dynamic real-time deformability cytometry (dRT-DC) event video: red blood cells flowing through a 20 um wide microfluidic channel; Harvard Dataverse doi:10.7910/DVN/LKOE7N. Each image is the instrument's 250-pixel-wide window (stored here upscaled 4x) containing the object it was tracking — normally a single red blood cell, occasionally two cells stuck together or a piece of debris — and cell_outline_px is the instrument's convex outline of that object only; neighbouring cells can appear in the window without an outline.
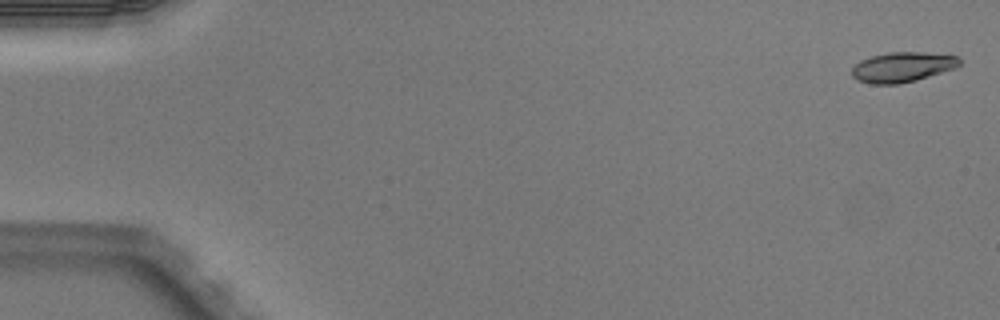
{"species": "Egyptian fruit bat (a non-hibernating species)", "species_latin": "Rousettus aegyptiacus", "temperature_condition": "warm", "stored_images_in_passage": 4, "camera_frame_rate_fps": 3000, "um_per_image_px": 0.085, "animal": {"sex": "male"}, "frame": {"image": 1, "passage_image": 1, "time_ms": 0.0, "image_size_px": [1000, 320], "cell_outline_px": [[960, 64], [956, 68], [916, 80], [896, 84], [872, 84], [856, 80], [852, 76], [852, 68], [860, 60], [872, 56], [888, 52], [924, 52], [956, 56], [960, 60]], "centroid_in_image_um": [76.69, 5.7], "position_along_channel_um": 8.3, "area_um2": 18.79}}
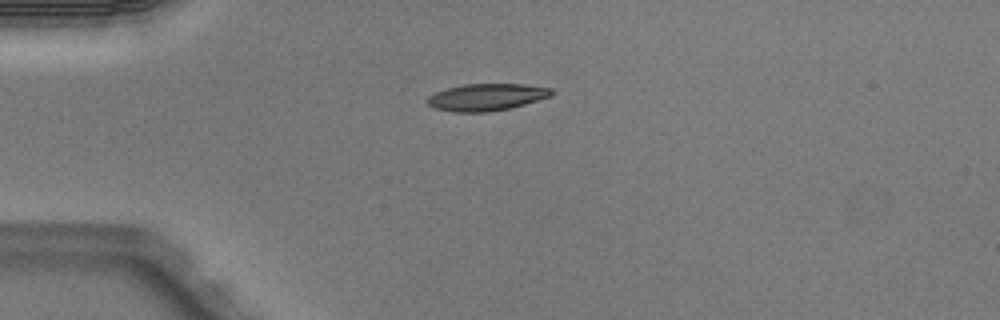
{"frame": {"image": 2, "passage_image": 4, "time_ms": 1.0, "image_size_px": [1000, 320], "cell_outline_px": [[552, 96], [512, 108], [488, 112], [452, 112], [432, 108], [424, 100], [428, 96], [436, 92], [448, 88], [464, 84], [524, 84], [552, 88]], "centroid_in_image_um": [41.33, 8.27], "position_along_channel_um": 43.7, "area_um2": 19.77}}